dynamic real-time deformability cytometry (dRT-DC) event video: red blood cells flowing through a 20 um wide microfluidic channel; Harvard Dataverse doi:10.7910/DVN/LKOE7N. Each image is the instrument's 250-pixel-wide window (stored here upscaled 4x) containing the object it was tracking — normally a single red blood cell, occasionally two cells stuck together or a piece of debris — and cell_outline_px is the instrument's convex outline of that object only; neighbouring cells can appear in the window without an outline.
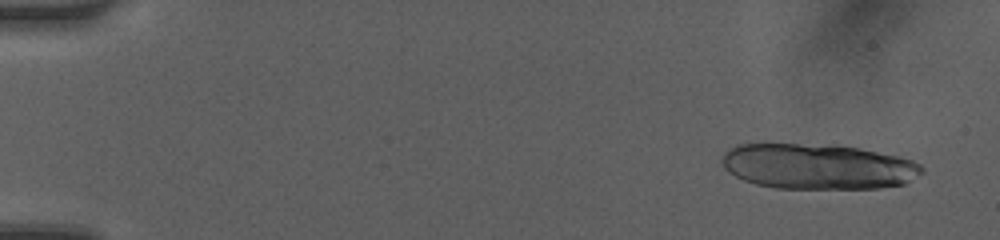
{"species": "human", "species_latin": "Homo sapiens", "temperature_condition": "room temperature", "stored_images_in_passage": 17, "camera_frame_rate_fps": 3000, "um_per_image_px": 0.085, "donor": {"sex": "female"}, "frame": {"image": 1, "passage_image": 3, "time_ms": 0.667, "image_size_px": [1000, 240], "cell_outline_px": [[924, 172], [904, 184], [880, 188], [776, 188], [756, 184], [744, 180], [728, 172], [724, 168], [720, 160], [724, 152], [728, 148], [736, 144], [836, 144], [860, 148], [900, 156], [912, 160], [920, 164], [924, 168]], "centroid_in_image_um": [69.52, 14.13], "position_along_channel_um": 15.5, "area_um2": 53.47}}